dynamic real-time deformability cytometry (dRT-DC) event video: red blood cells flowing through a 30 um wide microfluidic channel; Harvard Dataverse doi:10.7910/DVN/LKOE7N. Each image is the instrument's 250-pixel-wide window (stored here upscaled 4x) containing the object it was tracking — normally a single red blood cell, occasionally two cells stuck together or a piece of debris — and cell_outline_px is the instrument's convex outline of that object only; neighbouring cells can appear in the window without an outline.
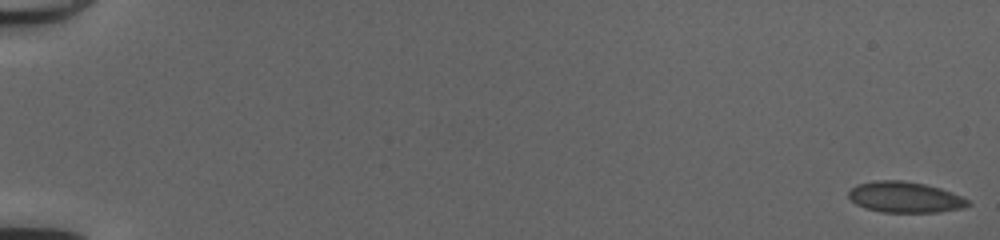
{"species": "common noctule bat (a hibernating species)", "species_latin": "Nyctalus noctula", "temperature_condition": "cold", "stored_images_in_passage": 16, "camera_frame_rate_fps": 3000, "um_per_image_px": 0.085, "animal": {"sex": "female", "body_mass_g": 20.0, "forearm_length_mm": 54.0}, "frame": {"image": 1, "passage_image": 1, "time_ms": 0.0, "image_size_px": [1000, 240], "cell_outline_px": [[968, 204], [960, 208], [936, 212], [884, 212], [868, 208], [856, 204], [848, 196], [848, 192], [852, 188], [860, 184], [880, 180], [900, 180], [924, 184], [940, 188], [960, 196], [968, 200]], "centroid_in_image_um": [76.9, 16.76], "position_along_channel_um": 8.1, "area_um2": 20.87}}